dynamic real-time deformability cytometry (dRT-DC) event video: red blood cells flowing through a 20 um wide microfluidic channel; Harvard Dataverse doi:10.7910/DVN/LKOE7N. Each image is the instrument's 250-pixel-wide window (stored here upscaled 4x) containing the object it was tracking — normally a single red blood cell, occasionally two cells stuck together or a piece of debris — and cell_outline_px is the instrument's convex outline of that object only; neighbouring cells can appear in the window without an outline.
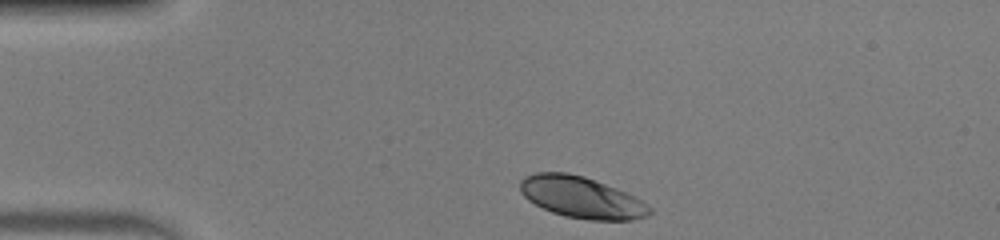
{"species": "human", "species_latin": "Homo sapiens", "temperature_condition": "warm", "stored_images_in_passage": 33, "camera_frame_rate_fps": 3000, "um_per_image_px": 0.085, "donor": {"sex": "male"}, "frame": {"image": 1, "passage_image": 1, "time_ms": 0.0, "image_size_px": [1000, 240], "cell_outline_px": [[652, 212], [648, 216], [632, 220], [588, 220], [564, 216], [552, 212], [528, 200], [520, 192], [520, 180], [524, 176], [536, 172], [568, 172], [584, 176], [624, 192], [640, 200], [652, 208]], "centroid_in_image_um": [49.39, 16.78], "position_along_channel_um": 35.6, "area_um2": 31.1}}
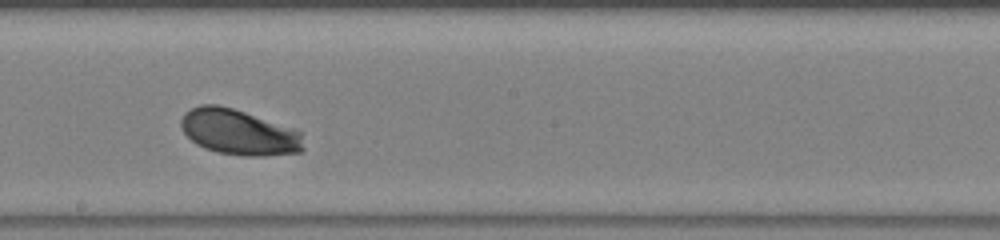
{"frame": {"image": 2, "passage_image": 19, "time_ms": 6.0, "image_size_px": [1000, 240], "cell_outline_px": [[304, 148], [300, 152], [264, 156], [244, 156], [216, 152], [204, 148], [196, 144], [184, 132], [180, 124], [180, 120], [184, 112], [200, 104], [216, 104], [232, 108], [292, 128], [300, 132]], "centroid_in_image_um": [20.27, 11.24], "position_along_channel_um": 227.9, "area_um2": 32.37}}
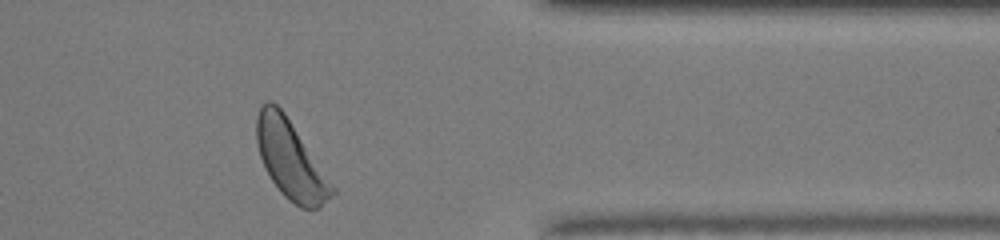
{"frame": {"image": 3, "passage_image": 32, "time_ms": 10.333, "image_size_px": [1000, 240], "cell_outline_px": [[336, 192], [320, 208], [300, 208], [288, 200], [280, 192], [264, 168], [256, 144], [256, 116], [260, 108], [268, 100], [272, 100], [284, 112], [336, 188]], "centroid_in_image_um": [24.69, 13.59], "position_along_channel_um": 386.7, "area_um2": 34.33}, "authors_computed_cell_mechanics": {"area_um2": 31.9056, "velocity_mm_per_s": 4.011, "shape_relaxation_time_tau1_ms": 2.0996, "shape_relaxation_time_tau2_ms": null, "deformation_change_tau1": 0.1298, "deformation_change_tau2": null}}